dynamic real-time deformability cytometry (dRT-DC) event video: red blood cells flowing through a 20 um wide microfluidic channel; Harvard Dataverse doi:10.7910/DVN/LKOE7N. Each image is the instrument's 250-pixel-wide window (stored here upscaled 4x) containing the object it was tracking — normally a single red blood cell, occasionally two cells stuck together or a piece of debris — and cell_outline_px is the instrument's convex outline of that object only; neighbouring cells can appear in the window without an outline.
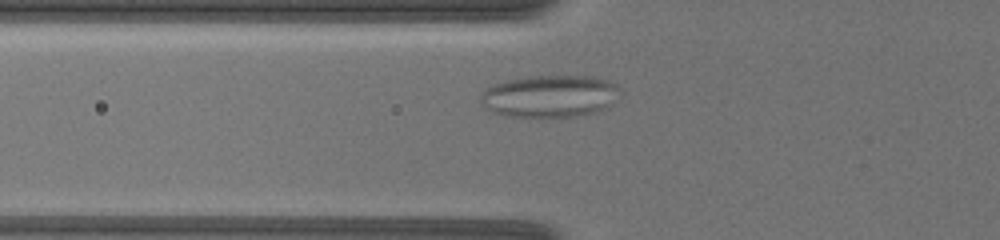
{"species": "common noctule bat (a hibernating species)", "species_latin": "Nyctalus noctula", "temperature_condition": "warm", "stored_images_in_passage": 48, "camera_frame_rate_fps": 3000, "um_per_image_px": 0.085, "animal": {"sex": "female", "body_mass_g": 19.5, "forearm_length_mm": 54.1}, "frame": {"image": 1, "passage_image": 4, "time_ms": 1.0, "image_size_px": [1000, 240], "cell_outline_px": [[620, 88], [608, 104], [604, 108], [596, 112], [576, 116], [508, 116], [492, 112], [480, 100], [480, 96], [492, 84], [508, 80], [528, 76], [596, 76], [608, 80], [616, 84]], "centroid_in_image_um": [46.71, 8.15], "position_along_channel_um": 79.1, "area_um2": 33.7}}
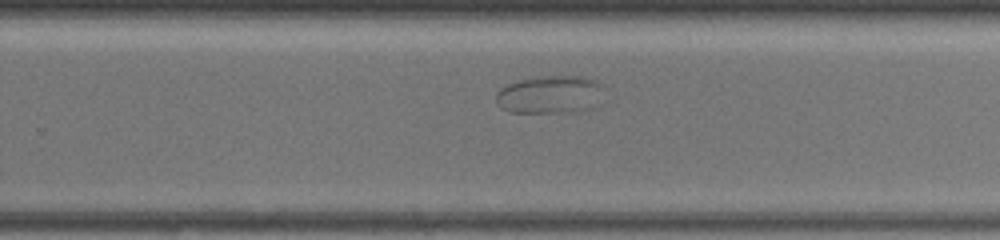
{"frame": {"image": 2, "passage_image": 24, "time_ms": 6.0, "image_size_px": [1000, 240], "cell_outline_px": [[604, 84], [592, 108], [568, 112], [508, 112], [500, 108], [496, 104], [496, 92], [500, 88], [516, 80], [548, 76], [580, 76], [596, 80]], "centroid_in_image_um": [46.68, 8.03], "position_along_channel_um": 283.1, "area_um2": 23.7}}
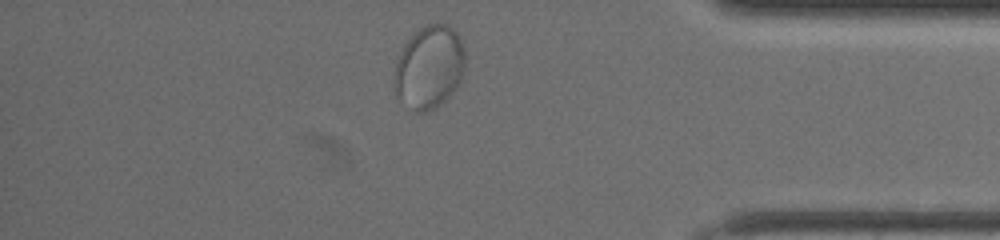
{"frame": {"image": 3, "passage_image": 38, "time_ms": 9.333, "image_size_px": [1000, 240], "cell_outline_px": [[464, 68], [460, 80], [456, 88], [436, 108], [424, 112], [412, 112], [396, 96], [396, 64], [400, 52], [404, 44], [424, 24], [444, 24], [452, 28], [456, 32], [460, 40], [464, 52]], "centroid_in_image_um": [36.48, 5.73], "position_along_channel_um": 398.7, "area_um2": 33.81}}